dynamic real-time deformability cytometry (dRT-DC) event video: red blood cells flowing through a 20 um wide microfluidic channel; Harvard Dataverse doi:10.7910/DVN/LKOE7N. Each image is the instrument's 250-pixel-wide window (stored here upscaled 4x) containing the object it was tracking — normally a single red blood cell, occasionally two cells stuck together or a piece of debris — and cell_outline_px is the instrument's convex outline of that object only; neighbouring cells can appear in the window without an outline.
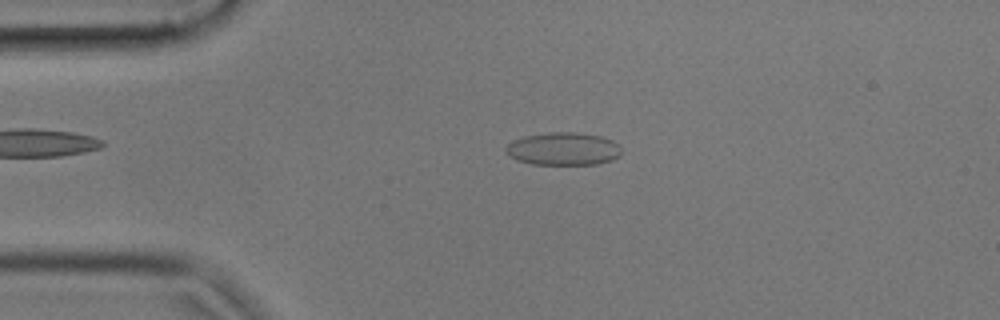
{"species": "common noctule bat (a hibernating species)", "species_latin": "Nyctalus noctula", "temperature_condition": "cold", "stored_images_in_passage": 52, "camera_frame_rate_fps": 3000, "um_per_image_px": 0.085, "animal": {"sex": "male", "body_mass_g": 17.9, "forearm_length_mm": 54.2}, "frame": {"image": 1, "passage_image": 9, "time_ms": 2.667, "image_size_px": [1000, 320], "cell_outline_px": [[620, 156], [612, 160], [596, 164], [532, 164], [516, 160], [504, 148], [508, 144], [524, 136], [552, 132], [576, 132], [600, 136], [612, 140], [620, 144]], "centroid_in_image_um": [47.92, 12.65], "position_along_channel_um": 37.1, "area_um2": 21.96}}
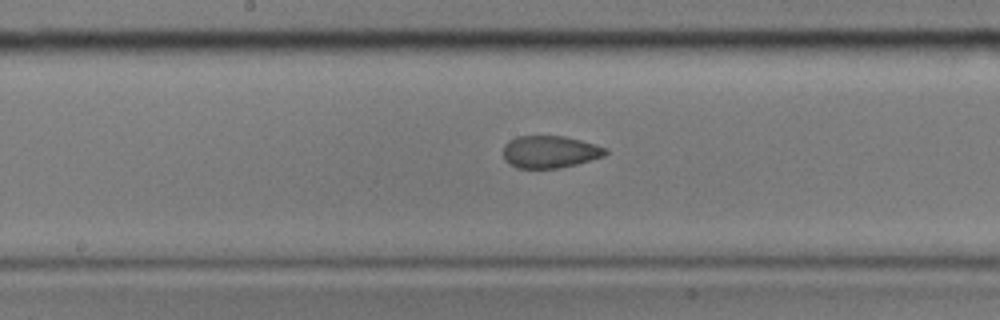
{"frame": {"image": 2, "passage_image": 25, "time_ms": 8.0, "image_size_px": [1000, 320], "cell_outline_px": [[608, 152], [604, 156], [576, 164], [560, 168], [516, 168], [508, 164], [504, 160], [504, 144], [508, 140], [516, 136], [564, 136], [580, 140], [608, 148]], "centroid_in_image_um": [46.71, 12.9], "position_along_channel_um": 201.5, "area_um2": 19.36}}
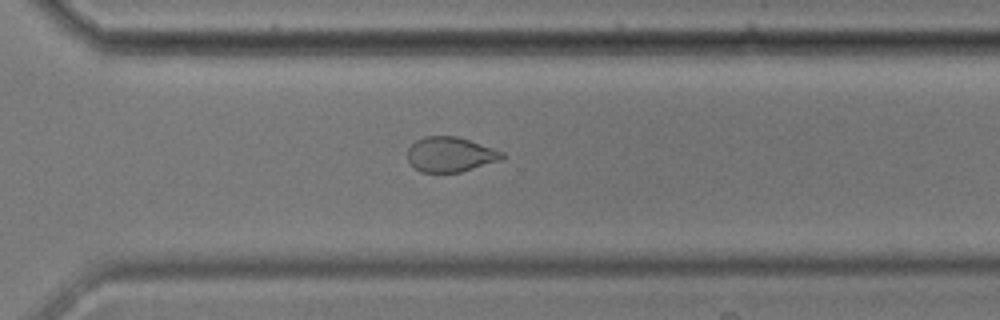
{"frame": {"image": 3, "passage_image": 36, "time_ms": 11.667, "image_size_px": [1000, 320], "cell_outline_px": [[504, 156], [500, 160], [460, 172], [420, 172], [408, 160], [408, 148], [416, 140], [424, 136], [456, 136], [504, 152]], "centroid_in_image_um": [38.25, 13.12], "position_along_channel_um": 332.3, "area_um2": 18.96}, "authors_computed_cell_mechanics": {"area_um2": 20.8947, "velocity_mm_per_s": 3.5761, "shape_relaxation_time_tau1_ms": 8.1165, "shape_relaxation_time_tau2_ms": 1.5818, "deformation_change_tau1": 0.1804, "deformation_change_tau2": 0.0677}}